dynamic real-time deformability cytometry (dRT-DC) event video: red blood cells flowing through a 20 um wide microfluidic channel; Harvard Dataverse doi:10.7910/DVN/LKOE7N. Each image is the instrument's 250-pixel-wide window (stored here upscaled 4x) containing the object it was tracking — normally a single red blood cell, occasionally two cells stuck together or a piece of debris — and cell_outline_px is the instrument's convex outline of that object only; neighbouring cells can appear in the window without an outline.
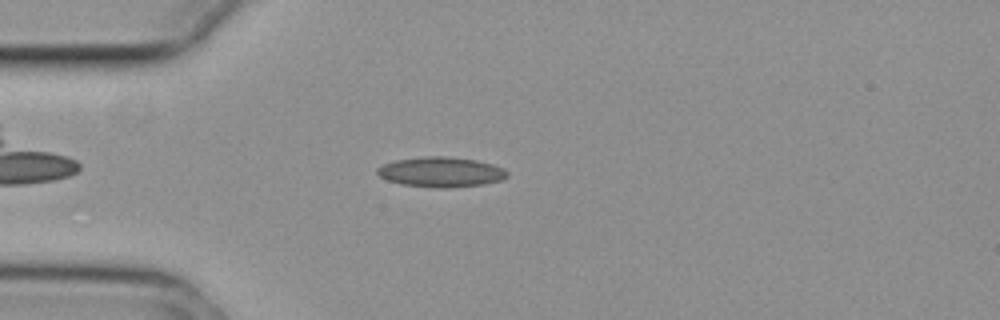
{"species": "common noctule bat (a hibernating species)", "species_latin": "Nyctalus noctula", "temperature_condition": "cold", "stored_images_in_passage": 47, "camera_frame_rate_fps": 3000, "um_per_image_px": 0.085, "animal": {"sex": "female", "body_mass_g": 29.2, "forearm_length_mm": 56.3}, "frame": {"image": 1, "passage_image": 7, "time_ms": 2.0, "image_size_px": [1000, 320], "cell_outline_px": [[508, 176], [504, 180], [484, 184], [452, 188], [432, 188], [400, 184], [388, 180], [380, 176], [376, 172], [376, 168], [384, 164], [396, 160], [424, 156], [444, 156], [476, 160], [492, 164], [504, 168], [508, 172]], "centroid_in_image_um": [37.51, 14.63], "position_along_channel_um": 47.5, "area_um2": 23.0}}
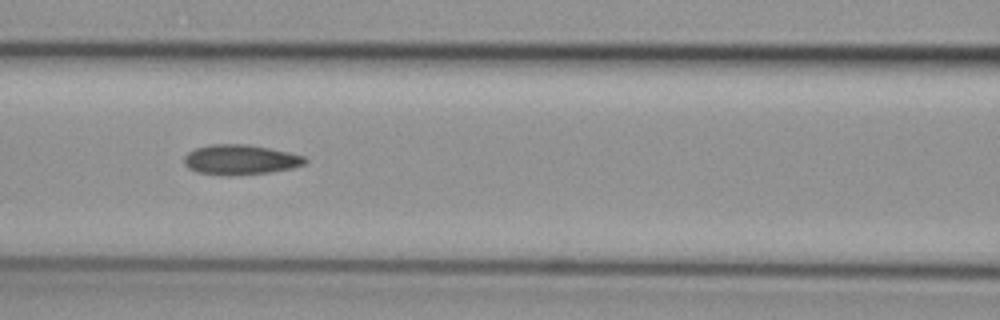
{"frame": {"image": 2, "passage_image": 16, "time_ms": 5.0, "image_size_px": [1000, 320], "cell_outline_px": [[308, 160], [304, 164], [292, 168], [268, 172], [228, 176], [196, 172], [188, 168], [184, 164], [184, 156], [188, 152], [196, 148], [208, 144], [248, 144], [288, 152], [304, 156]], "centroid_in_image_um": [20.39, 13.57], "position_along_channel_um": 146.2, "area_um2": 21.15}}
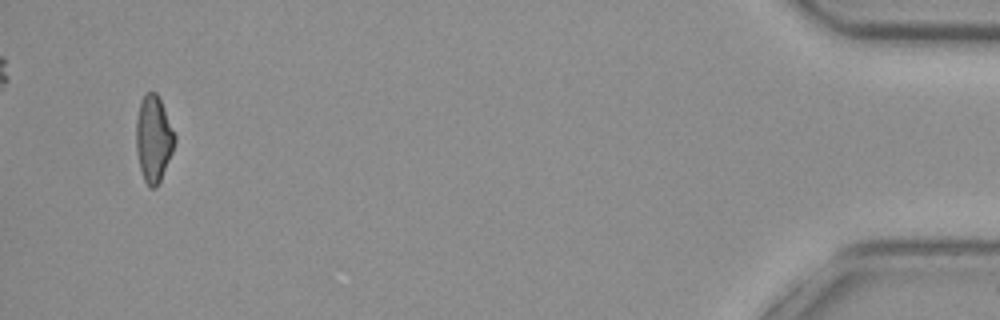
{"frame": {"image": 3, "passage_image": 45, "time_ms": 14.667, "image_size_px": [1000, 320], "cell_outline_px": [[176, 140], [172, 152], [160, 180], [156, 188], [148, 188], [144, 180], [140, 168], [136, 152], [136, 120], [140, 100], [144, 92], [156, 92], [160, 100], [176, 136]], "centroid_in_image_um": [13.03, 11.79], "position_along_channel_um": 422.2, "area_um2": 19.42}, "authors_computed_cell_mechanics": {"area_um2": 20.6346, "velocity_mm_per_s": 3.7583, "shape_relaxation_time_tau1_ms": null, "shape_relaxation_time_tau2_ms": 3.8805, "deformation_change_tau1": null, "deformation_change_tau2": 0.0987}}